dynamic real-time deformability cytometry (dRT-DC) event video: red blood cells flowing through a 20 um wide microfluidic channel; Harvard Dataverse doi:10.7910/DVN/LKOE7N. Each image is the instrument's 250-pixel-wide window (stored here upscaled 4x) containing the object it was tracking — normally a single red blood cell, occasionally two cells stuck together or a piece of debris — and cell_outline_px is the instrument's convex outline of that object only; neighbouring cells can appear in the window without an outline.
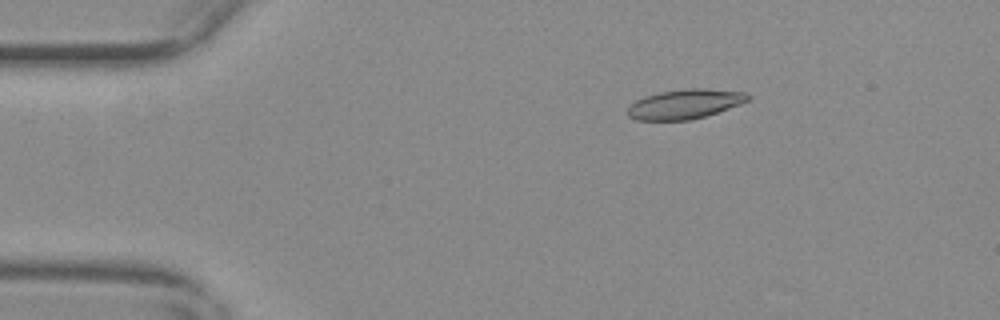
{"species": "common noctule bat (a hibernating species)", "species_latin": "Nyctalus noctula", "temperature_condition": "warm", "stored_images_in_passage": 50, "camera_frame_rate_fps": 3000, "um_per_image_px": 0.085, "animal": {"sex": "female", "body_mass_g": 29.2, "forearm_length_mm": 56.3}, "frame": {"image": 1, "passage_image": 4, "time_ms": 1.0, "image_size_px": [1000, 320], "cell_outline_px": [[752, 96], [748, 100], [740, 104], [692, 120], [636, 120], [628, 116], [628, 108], [636, 100], [644, 96], [660, 92], [688, 88], [704, 88], [744, 92]], "centroid_in_image_um": [58.21, 8.84], "position_along_channel_um": 26.8, "area_um2": 20.58}}
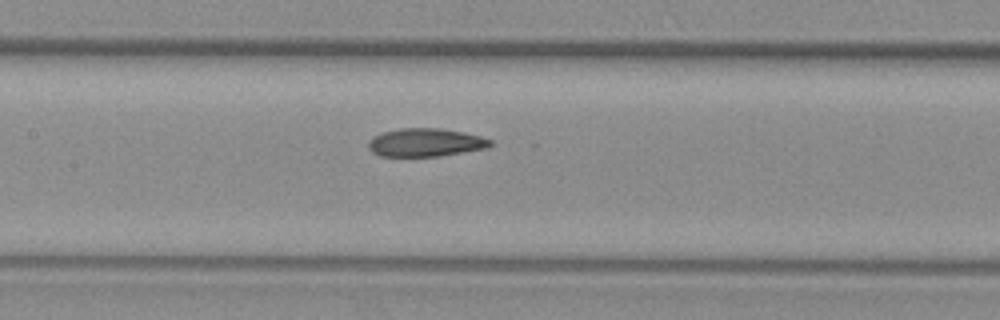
{"frame": {"image": 2, "passage_image": 21, "time_ms": 6.667, "image_size_px": [1000, 320], "cell_outline_px": [[492, 144], [488, 148], [440, 156], [380, 156], [372, 152], [368, 148], [368, 144], [372, 136], [384, 132], [400, 128], [440, 128], [464, 132], [480, 136], [492, 140]], "centroid_in_image_um": [36.17, 12.11], "position_along_channel_um": 171.2, "area_um2": 20.11}}
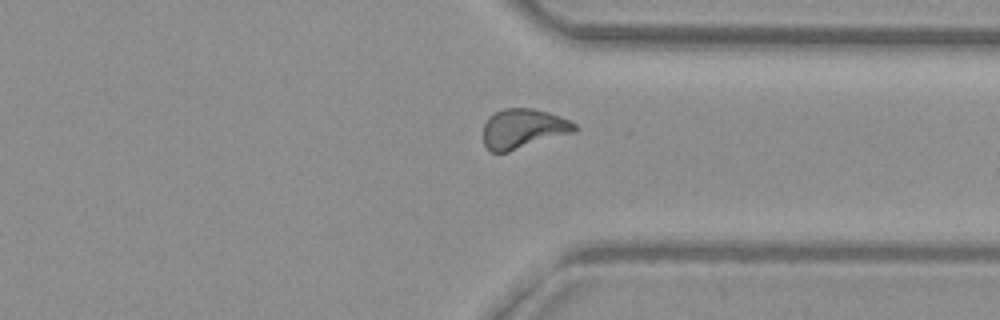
{"frame": {"image": 3, "passage_image": 37, "time_ms": 12.0, "image_size_px": [1000, 320], "cell_outline_px": [[576, 132], [508, 152], [492, 152], [484, 144], [484, 124], [488, 116], [492, 112], [504, 108], [532, 108], [548, 112], [572, 120], [576, 124]], "centroid_in_image_um": [44.49, 10.92], "position_along_channel_um": 366.9, "area_um2": 21.39}, "authors_computed_cell_mechanics": {"area_um2": 20.6346, "velocity_mm_per_s": 3.6873, "shape_relaxation_time_tau1_ms": null, "shape_relaxation_time_tau2_ms": 2.5753, "deformation_change_tau1": null, "deformation_change_tau2": 0.0891}}